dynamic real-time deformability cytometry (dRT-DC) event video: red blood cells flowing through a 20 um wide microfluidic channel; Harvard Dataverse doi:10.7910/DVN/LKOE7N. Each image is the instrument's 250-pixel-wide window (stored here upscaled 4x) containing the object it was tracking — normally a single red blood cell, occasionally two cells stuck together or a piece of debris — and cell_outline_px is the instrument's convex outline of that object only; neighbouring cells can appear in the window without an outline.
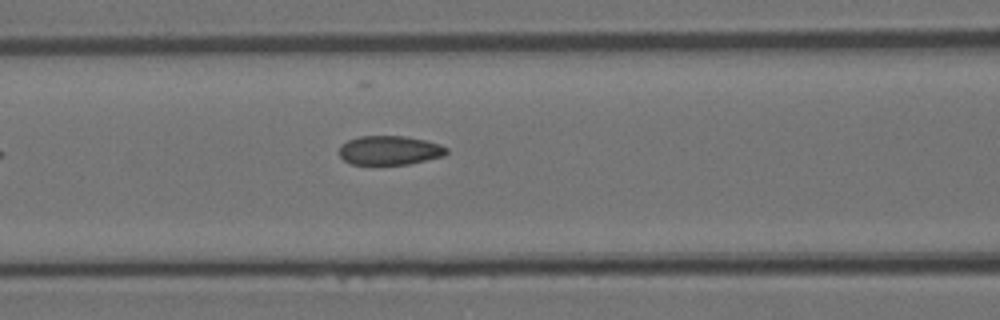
{"species": "Egyptian fruit bat (a non-hibernating species)", "species_latin": "Rousettus aegyptiacus", "temperature_condition": "room temperature", "stored_images_in_passage": 6, "camera_frame_rate_fps": 3000, "um_per_image_px": 0.085, "animal": {"sex": "female"}, "frame": {"image": 1, "passage_image": 6, "time_ms": 1.667, "image_size_px": [1000, 320], "cell_outline_px": [[448, 152], [444, 156], [408, 164], [352, 164], [344, 160], [340, 156], [340, 144], [348, 140], [360, 136], [404, 136], [424, 140], [440, 144], [448, 148]], "centroid_in_image_um": [33.12, 12.77], "position_along_channel_um": 133.5, "area_um2": 18.15}}